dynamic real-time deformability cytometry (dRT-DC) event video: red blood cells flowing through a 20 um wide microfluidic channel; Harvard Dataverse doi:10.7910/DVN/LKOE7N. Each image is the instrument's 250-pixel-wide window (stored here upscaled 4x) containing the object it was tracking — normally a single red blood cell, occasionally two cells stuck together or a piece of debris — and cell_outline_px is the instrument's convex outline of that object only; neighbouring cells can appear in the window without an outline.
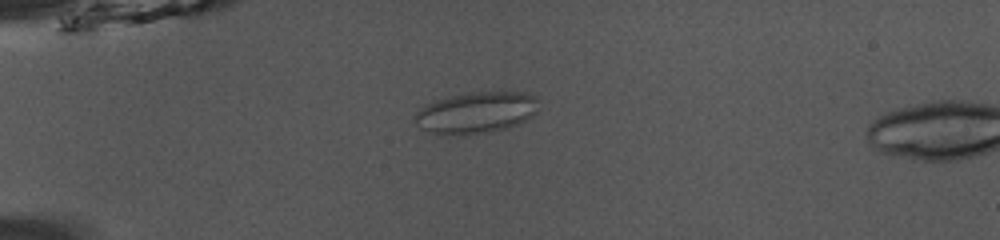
{"species": "common noctule bat (a hibernating species)", "species_latin": "Nyctalus noctula", "temperature_condition": "room temperature", "stored_images_in_passage": 15, "camera_frame_rate_fps": 3000, "um_per_image_px": 0.085, "animal": {"sex": "male", "body_mass_g": 13.0, "forearm_length_mm": 53.1}, "frame": {"image": 1, "passage_image": 13, "time_ms": 4.0, "image_size_px": [1000, 240], "cell_outline_px": [[536, 112], [532, 116], [520, 124], [488, 132], [468, 136], [440, 136], [420, 128], [416, 124], [416, 112], [424, 104], [448, 96], [468, 92], [524, 92], [536, 96]], "centroid_in_image_um": [40.42, 9.59], "position_along_channel_um": 44.6, "area_um2": 30.35}}